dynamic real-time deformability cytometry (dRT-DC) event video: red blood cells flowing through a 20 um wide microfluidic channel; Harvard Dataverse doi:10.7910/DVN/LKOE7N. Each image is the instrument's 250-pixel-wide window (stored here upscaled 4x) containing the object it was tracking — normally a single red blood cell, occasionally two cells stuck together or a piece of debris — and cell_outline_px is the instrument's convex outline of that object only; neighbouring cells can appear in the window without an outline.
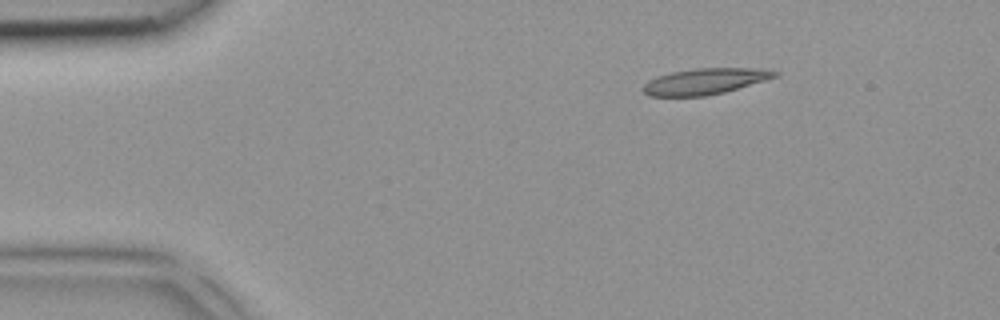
{"species": "common noctule bat (a hibernating species)", "species_latin": "Nyctalus noctula", "temperature_condition": "room temperature", "stored_images_in_passage": 4, "camera_frame_rate_fps": 3000, "um_per_image_px": 0.085, "animal": {"sex": "female", "body_mass_g": 18.4}, "frame": {"image": 1, "passage_image": 4, "time_ms": 1.0, "image_size_px": [1000, 320], "cell_outline_px": [[780, 76], [724, 92], [704, 96], [648, 96], [644, 92], [644, 84], [648, 80], [656, 76], [672, 72], [696, 68], [768, 68], [780, 72]], "centroid_in_image_um": [59.98, 6.9], "position_along_channel_um": 25.0, "area_um2": 20.11}}